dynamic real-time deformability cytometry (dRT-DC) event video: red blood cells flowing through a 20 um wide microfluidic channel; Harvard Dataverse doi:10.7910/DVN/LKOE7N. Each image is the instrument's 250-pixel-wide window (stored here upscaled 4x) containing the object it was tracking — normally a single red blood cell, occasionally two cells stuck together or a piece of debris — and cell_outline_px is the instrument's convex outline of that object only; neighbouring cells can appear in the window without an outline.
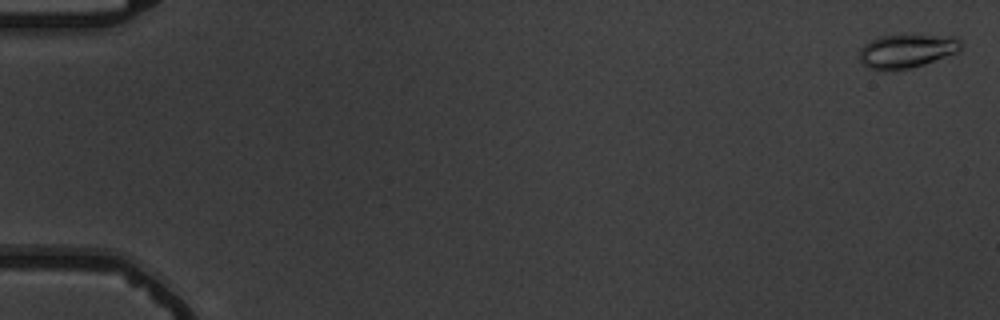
{"species": "common noctule bat (a hibernating species)", "species_latin": "Nyctalus noctula", "temperature_condition": "warm", "stored_images_in_passage": 4, "camera_frame_rate_fps": 3000, "um_per_image_px": 0.085, "animal": {"sex": "male", "body_mass_g": 19.5, "forearm_length_mm": 54.6}, "frame": {"image": 1, "passage_image": 1, "time_ms": 0.0, "image_size_px": [1000, 320], "cell_outline_px": [[964, 44], [960, 52], [924, 64], [908, 68], [868, 68], [860, 60], [860, 48], [864, 44], [880, 36], [912, 32], [956, 36]], "centroid_in_image_um": [77.19, 4.24], "position_along_channel_um": 7.8, "area_um2": 20.52}}